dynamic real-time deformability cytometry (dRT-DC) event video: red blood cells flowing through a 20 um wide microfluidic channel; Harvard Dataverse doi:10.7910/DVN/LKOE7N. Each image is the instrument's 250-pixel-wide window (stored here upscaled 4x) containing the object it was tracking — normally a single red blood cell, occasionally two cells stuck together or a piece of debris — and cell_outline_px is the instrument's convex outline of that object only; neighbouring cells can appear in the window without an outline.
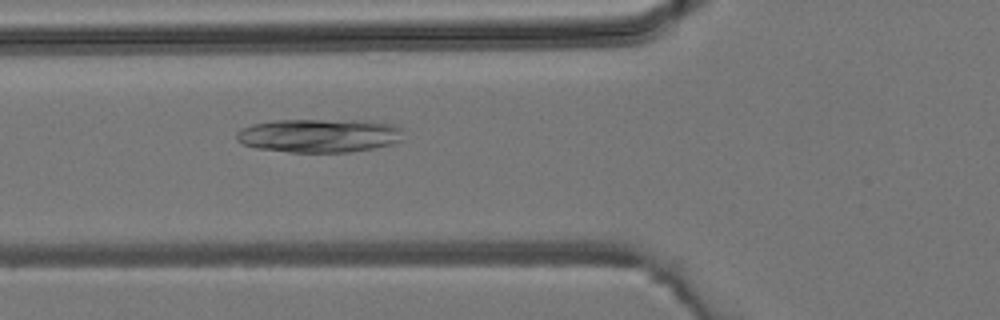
{"species": "common noctule bat (a hibernating species)", "species_latin": "Nyctalus noctula", "temperature_condition": "room temperature", "stored_images_in_passage": 44, "camera_frame_rate_fps": 3000, "um_per_image_px": 0.085, "animal": {"sex": "male", "body_mass_g": 19.2, "forearm_length_mm": 51.8}, "frame": {"image": 1, "passage_image": 16, "time_ms": 5.0, "image_size_px": [1000, 320], "cell_outline_px": [[404, 140], [392, 144], [372, 148], [348, 152], [288, 152], [256, 148], [244, 144], [236, 140], [236, 132], [240, 128], [252, 124], [272, 120], [368, 120], [396, 124], [404, 128]], "centroid_in_image_um": [27.19, 11.51], "position_along_channel_um": 98.6, "area_um2": 33.35}}
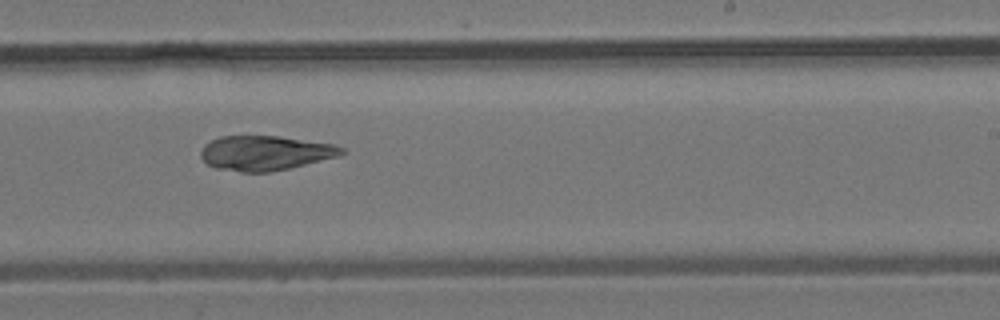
{"frame": {"image": 2, "passage_image": 27, "time_ms": 8.667, "image_size_px": [1000, 320], "cell_outline_px": [[344, 152], [336, 156], [288, 168], [268, 172], [240, 172], [216, 168], [208, 164], [200, 156], [200, 152], [204, 144], [220, 136], [280, 136], [336, 144], [344, 148]], "centroid_in_image_um": [22.51, 12.99], "position_along_channel_um": 266.5, "area_um2": 28.26}}
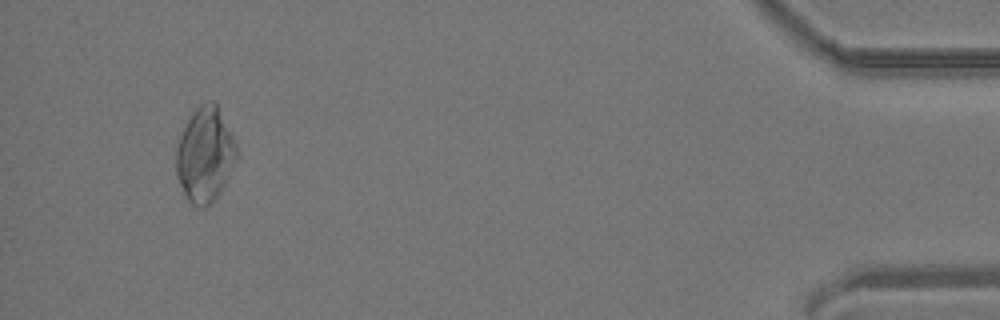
{"frame": {"image": 3, "passage_image": 42, "time_ms": 13.667, "image_size_px": [1000, 320], "cell_outline_px": [[236, 160], [220, 192], [212, 204], [204, 208], [192, 204], [188, 200], [176, 176], [176, 148], [180, 136], [192, 112], [200, 104], [208, 100], [216, 100], [236, 144]], "centroid_in_image_um": [17.42, 13.13], "position_along_channel_um": 417.8, "area_um2": 33.29}}